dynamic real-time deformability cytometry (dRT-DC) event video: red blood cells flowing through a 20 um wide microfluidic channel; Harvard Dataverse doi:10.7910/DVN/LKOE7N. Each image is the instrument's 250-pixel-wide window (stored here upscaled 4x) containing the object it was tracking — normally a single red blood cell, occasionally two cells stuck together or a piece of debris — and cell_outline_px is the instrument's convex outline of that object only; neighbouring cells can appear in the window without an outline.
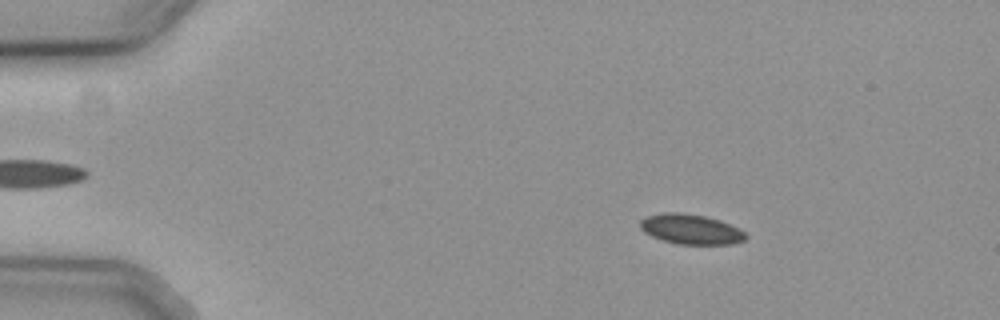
{"species": "common noctule bat (a hibernating species)", "species_latin": "Nyctalus noctula", "temperature_condition": "cold", "stored_images_in_passage": 57, "camera_frame_rate_fps": 3000, "um_per_image_px": 0.085, "animal": {"sex": "female", "body_mass_g": 19.3, "forearm_length_mm": 54.1}, "frame": {"image": 1, "passage_image": 10, "time_ms": 3.0, "image_size_px": [1000, 320], "cell_outline_px": [[748, 236], [744, 240], [732, 244], [676, 244], [652, 236], [644, 232], [640, 228], [640, 220], [648, 216], [664, 212], [680, 212], [704, 216], [720, 220], [744, 232]], "centroid_in_image_um": [58.7, 19.48], "position_along_channel_um": 26.3, "area_um2": 18.26}}
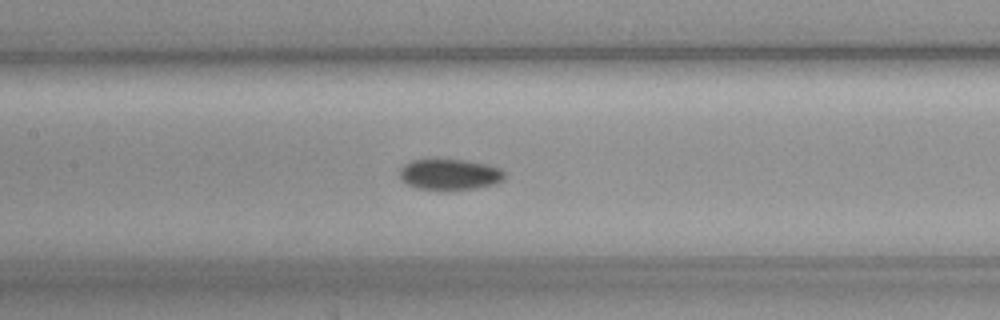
{"frame": {"image": 2, "passage_image": 28, "time_ms": 9.0, "image_size_px": [1000, 320], "cell_outline_px": [[504, 180], [496, 184], [476, 188], [444, 192], [416, 188], [408, 184], [400, 176], [400, 168], [404, 164], [412, 160], [464, 160], [488, 164], [500, 168], [504, 172]], "centroid_in_image_um": [38.25, 14.86], "position_along_channel_um": 169.2, "area_um2": 19.25}}
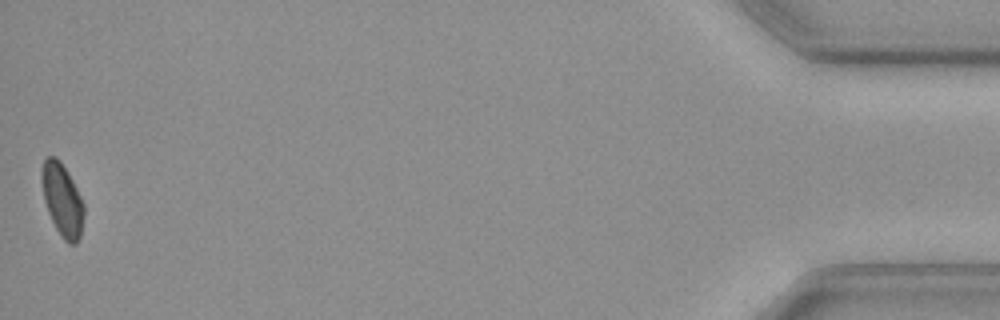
{"frame": {"image": 3, "passage_image": 57, "time_ms": 18.667, "image_size_px": [1000, 320], "cell_outline_px": [[84, 216], [80, 236], [76, 244], [68, 244], [60, 236], [48, 212], [44, 200], [40, 180], [40, 172], [44, 160], [48, 156], [56, 156], [60, 160], [72, 180], [84, 204]], "centroid_in_image_um": [5.27, 16.98], "position_along_channel_um": 429.9, "area_um2": 17.98}, "authors_computed_cell_mechanics": {"area_um2": 18.4382, "velocity_mm_per_s": 3.7082, "shape_relaxation_time_tau1_ms": 4.1276, "shape_relaxation_time_tau2_ms": null, "deformation_change_tau1": 0.0264, "deformation_change_tau2": null}}